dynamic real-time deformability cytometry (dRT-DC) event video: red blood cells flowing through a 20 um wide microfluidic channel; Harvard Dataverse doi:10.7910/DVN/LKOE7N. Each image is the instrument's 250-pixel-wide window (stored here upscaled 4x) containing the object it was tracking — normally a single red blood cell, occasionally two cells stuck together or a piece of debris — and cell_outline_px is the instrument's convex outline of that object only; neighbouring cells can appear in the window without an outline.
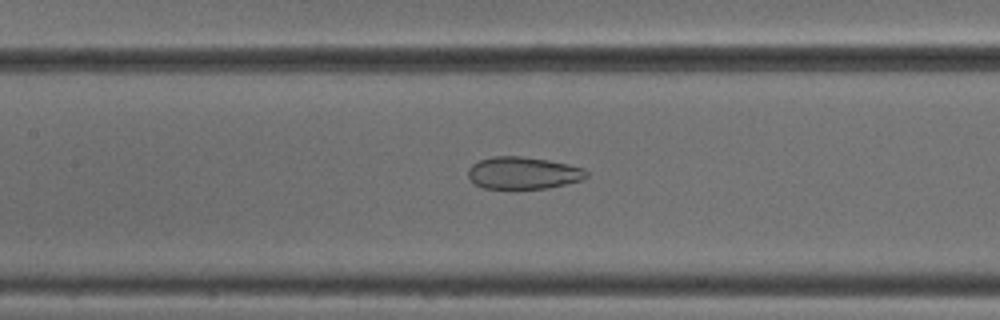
{"species": "common noctule bat (a hibernating species)", "species_latin": "Nyctalus noctula", "temperature_condition": "cold", "stored_images_in_passage": 51, "camera_frame_rate_fps": 3000, "um_per_image_px": 0.085, "animal": {"sex": "male", "body_mass_g": 18.8}, "frame": {"image": 1, "passage_image": 23, "time_ms": 7.333, "image_size_px": [1000, 320], "cell_outline_px": [[588, 176], [580, 180], [548, 188], [484, 188], [476, 184], [468, 176], [468, 168], [472, 164], [480, 160], [492, 156], [520, 156], [548, 160], [568, 164], [584, 168], [588, 172]], "centroid_in_image_um": [44.47, 14.69], "position_along_channel_um": 162.9, "area_um2": 22.02}}
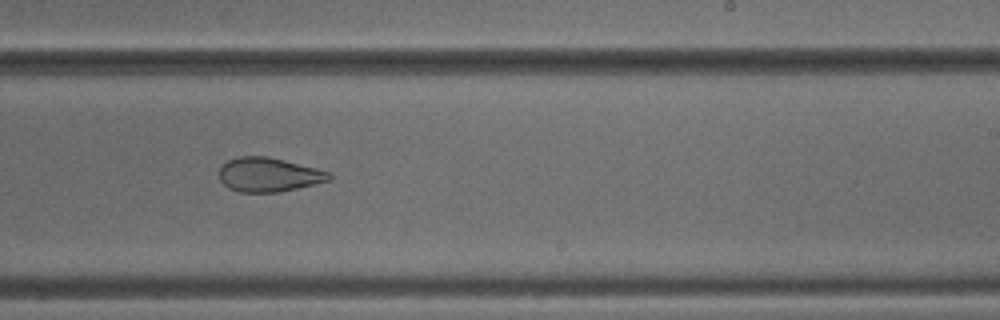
{"frame": {"image": 2, "passage_image": 31, "time_ms": 10.0, "image_size_px": [1000, 320], "cell_outline_px": [[332, 180], [280, 192], [240, 192], [228, 188], [220, 180], [220, 164], [228, 160], [240, 156], [268, 156], [316, 168], [328, 172], [332, 176]], "centroid_in_image_um": [22.83, 14.85], "position_along_channel_um": 266.2, "area_um2": 21.91}}
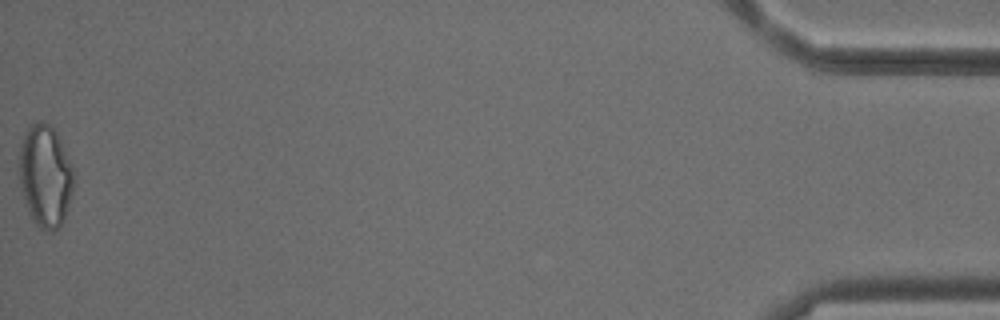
{"frame": {"image": 3, "passage_image": 51, "time_ms": 16.667, "image_size_px": [1000, 320], "cell_outline_px": [[72, 192], [68, 208], [64, 220], [52, 232], [40, 228], [32, 220], [28, 212], [20, 188], [16, 168], [16, 160], [20, 144], [24, 132], [28, 124], [36, 120], [40, 120], [48, 124], [56, 132], [72, 164]], "centroid_in_image_um": [3.77, 14.91], "position_along_channel_um": 431.4, "area_um2": 33.23}, "authors_computed_cell_mechanics": {"area_um2": 27.2816, "velocity_mm_per_s": 3.8822, "shape_relaxation_time_tau1_ms": null, "shape_relaxation_time_tau2_ms": 2.1037, "deformation_change_tau1": null, "deformation_change_tau2": 0.09}}